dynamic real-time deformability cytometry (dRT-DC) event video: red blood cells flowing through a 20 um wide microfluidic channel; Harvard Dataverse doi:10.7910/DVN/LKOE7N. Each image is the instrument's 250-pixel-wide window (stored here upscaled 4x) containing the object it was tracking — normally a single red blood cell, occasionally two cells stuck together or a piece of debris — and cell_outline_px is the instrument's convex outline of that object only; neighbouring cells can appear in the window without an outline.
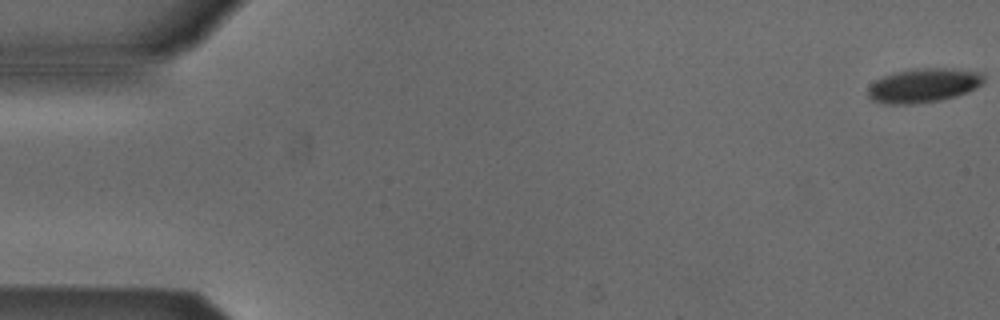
{"species": "Egyptian fruit bat (a non-hibernating species)", "species_latin": "Rousettus aegyptiacus", "temperature_condition": "cold", "stored_images_in_passage": 8, "camera_frame_rate_fps": 3000, "um_per_image_px": 0.085, "animal": {"sex": "male"}, "frame": {"image": 1, "passage_image": 1, "time_ms": 0.0, "image_size_px": [1000, 320], "cell_outline_px": [[984, 80], [976, 88], [968, 92], [956, 96], [940, 100], [912, 104], [884, 104], [872, 100], [868, 96], [868, 88], [876, 80], [884, 76], [896, 72], [916, 68], [952, 68], [984, 72]], "centroid_in_image_um": [78.53, 7.26], "position_along_channel_um": 6.5, "area_um2": 23.12}}